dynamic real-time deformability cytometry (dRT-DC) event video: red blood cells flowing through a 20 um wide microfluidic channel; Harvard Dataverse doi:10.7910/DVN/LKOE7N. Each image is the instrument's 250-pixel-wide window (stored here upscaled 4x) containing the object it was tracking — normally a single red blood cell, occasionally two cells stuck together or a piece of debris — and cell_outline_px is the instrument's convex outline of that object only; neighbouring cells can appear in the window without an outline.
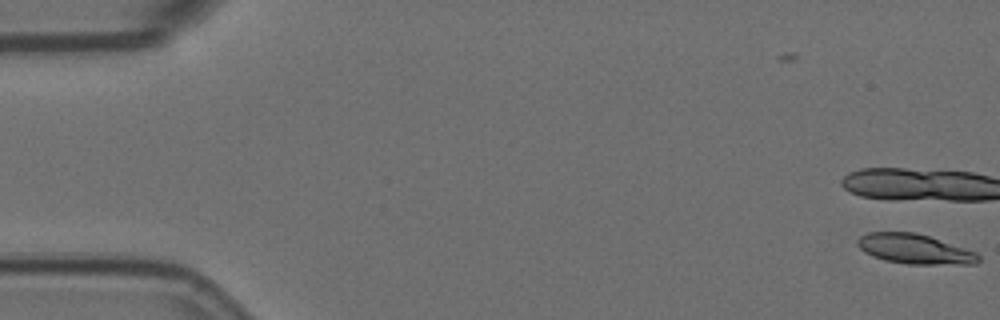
{"species": "Egyptian fruit bat (a non-hibernating species)", "species_latin": "Rousettus aegyptiacus", "temperature_condition": "room temperature", "stored_images_in_passage": 16, "camera_frame_rate_fps": 3000, "um_per_image_px": 0.085, "animal": {"sex": "female"}, "frame": {"image": 1, "passage_image": 1, "time_ms": 0.0, "image_size_px": [1000, 320], "cell_outline_px": [[980, 260], [976, 264], [908, 264], [884, 260], [872, 256], [864, 252], [856, 244], [856, 240], [860, 236], [868, 232], [916, 232], [976, 252], [980, 256]], "centroid_in_image_um": [77.72, 21.17], "position_along_channel_um": 7.3, "area_um2": 20.98}}
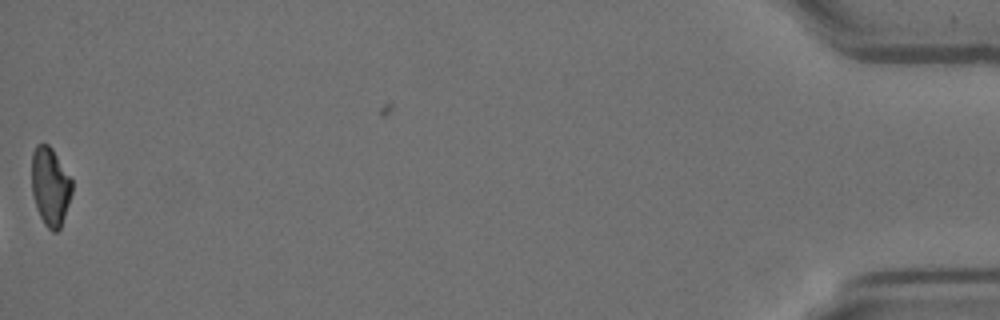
{"frame": {"image": 2, "passage_image": 16, "time_ms": 5.0, "image_size_px": [1000, 320], "cell_outline_px": [[72, 192], [60, 228], [56, 232], [52, 232], [44, 224], [36, 208], [32, 192], [32, 152], [36, 144], [48, 144], [52, 148], [72, 180]], "centroid_in_image_um": [4.26, 15.84], "position_along_channel_um": 430.9, "area_um2": 18.32}}